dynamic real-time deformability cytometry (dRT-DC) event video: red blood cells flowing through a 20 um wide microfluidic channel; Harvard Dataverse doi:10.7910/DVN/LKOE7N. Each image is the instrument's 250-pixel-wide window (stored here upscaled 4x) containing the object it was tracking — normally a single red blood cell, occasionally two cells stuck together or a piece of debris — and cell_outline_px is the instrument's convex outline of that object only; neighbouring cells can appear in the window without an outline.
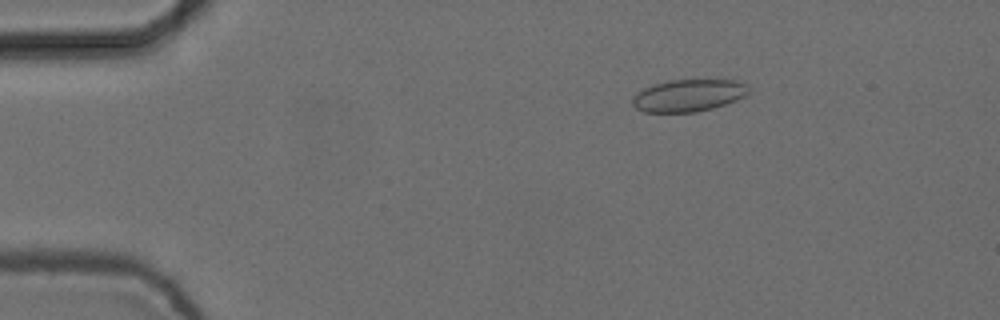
{"species": "common noctule bat (a hibernating species)", "species_latin": "Nyctalus noctula", "temperature_condition": "cold", "stored_images_in_passage": 6, "camera_frame_rate_fps": 3000, "um_per_image_px": 0.085, "animal": {"sex": "female", "body_mass_g": 24.6, "forearm_length_mm": 56.2}, "frame": {"image": 1, "passage_image": 3, "time_ms": 0.667, "image_size_px": [1000, 320], "cell_outline_px": [[748, 92], [744, 96], [736, 100], [712, 108], [696, 112], [644, 112], [636, 108], [632, 104], [632, 96], [636, 92], [652, 84], [668, 80], [736, 80], [748, 84]], "centroid_in_image_um": [58.48, 8.11], "position_along_channel_um": 26.5, "area_um2": 21.85}}